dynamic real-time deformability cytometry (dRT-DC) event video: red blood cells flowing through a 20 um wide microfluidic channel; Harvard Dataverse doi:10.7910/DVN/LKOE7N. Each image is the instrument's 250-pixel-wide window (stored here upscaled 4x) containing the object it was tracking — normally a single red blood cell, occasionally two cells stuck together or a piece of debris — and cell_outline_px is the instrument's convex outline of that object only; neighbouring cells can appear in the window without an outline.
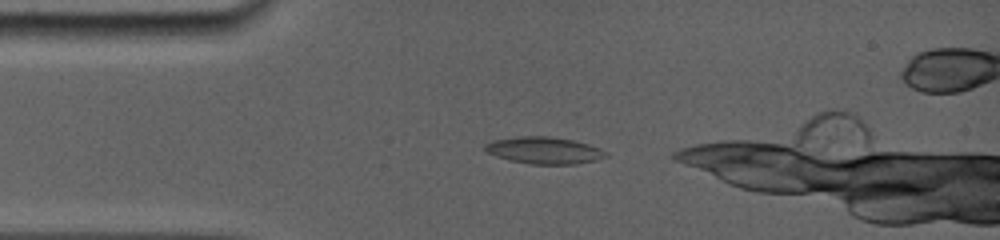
{"species": "common noctule bat (a hibernating species)", "species_latin": "Nyctalus noctula", "temperature_condition": "room temperature", "stored_images_in_passage": 13, "camera_frame_rate_fps": 5000, "um_per_image_px": 0.085, "animal": {"sex": "female", "body_mass_g": 19.0, "forearm_length_mm": 56.7}, "frame": {"image": 1, "passage_image": 1, "time_ms": 0.0, "image_size_px": [1000, 240], "cell_outline_px": [[608, 156], [596, 160], [576, 164], [528, 164], [496, 156], [488, 152], [484, 148], [484, 144], [492, 140], [520, 136], [548, 136], [572, 140], [588, 144], [600, 148], [608, 152]], "centroid_in_image_um": [46.27, 12.78], "position_along_channel_um": 38.7, "area_um2": 18.9}}
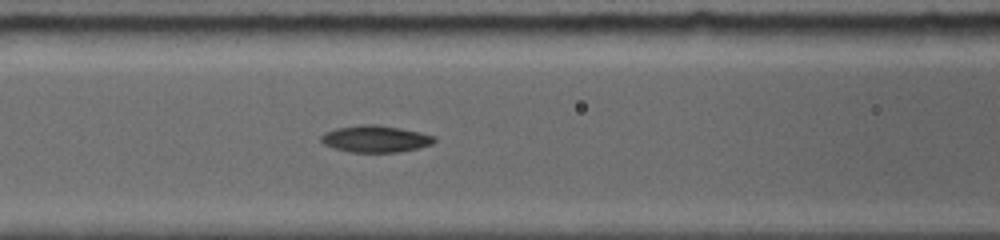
{"frame": {"image": 2, "passage_image": 5, "time_ms": 3.0, "image_size_px": [1000, 240], "cell_outline_px": [[436, 140], [432, 144], [420, 148], [400, 152], [348, 152], [324, 144], [320, 140], [320, 136], [324, 132], [336, 128], [360, 124], [376, 124], [400, 128], [420, 132], [436, 136]], "centroid_in_image_um": [31.93, 11.8], "position_along_channel_um": 134.7, "area_um2": 17.86}}
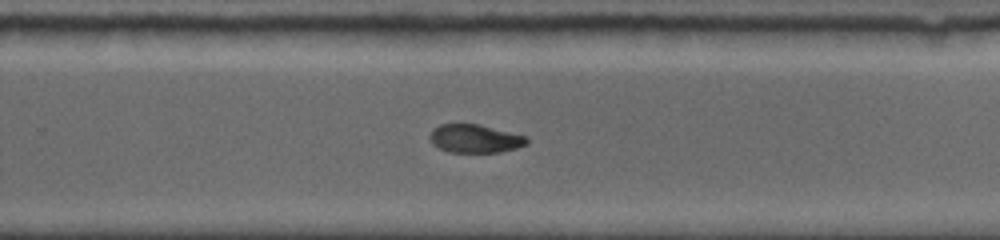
{"frame": {"image": 3, "passage_image": 12, "time_ms": 7.0, "image_size_px": [1000, 240], "cell_outline_px": [[528, 144], [516, 148], [500, 152], [448, 152], [432, 144], [428, 136], [440, 124], [480, 124], [528, 136]], "centroid_in_image_um": [40.41, 11.78], "position_along_channel_um": 289.4, "area_um2": 16.07}}